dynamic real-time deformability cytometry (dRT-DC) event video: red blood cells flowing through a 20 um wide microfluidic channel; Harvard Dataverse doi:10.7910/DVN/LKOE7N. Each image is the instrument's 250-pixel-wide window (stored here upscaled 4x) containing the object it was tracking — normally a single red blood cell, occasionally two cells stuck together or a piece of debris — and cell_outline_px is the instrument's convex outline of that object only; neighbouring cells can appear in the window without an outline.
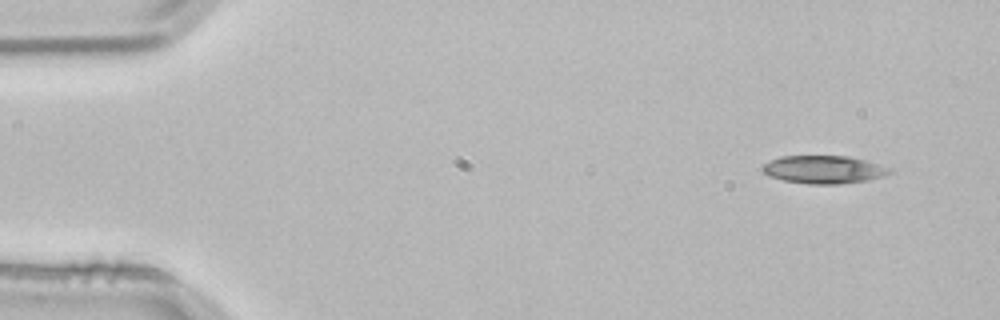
{"species": "common noctule bat (a hibernating species)", "species_latin": "Nyctalus noctula", "temperature_condition": "room temperature", "stored_images_in_passage": 3, "camera_frame_rate_fps": 3000, "um_per_image_px": 0.085, "animal": {"sex": "male", "body_mass_g": 21.5, "forearm_length_mm": 52.0}, "frame": {"image": 1, "passage_image": 1, "time_ms": 0.0, "image_size_px": [1000, 320], "cell_outline_px": [[892, 172], [884, 176], [868, 180], [840, 184], [808, 184], [784, 180], [768, 176], [760, 168], [764, 164], [780, 156], [848, 156], [880, 164], [892, 168]], "centroid_in_image_um": [70.04, 14.41], "position_along_channel_um": 15.0, "area_um2": 20.75}}